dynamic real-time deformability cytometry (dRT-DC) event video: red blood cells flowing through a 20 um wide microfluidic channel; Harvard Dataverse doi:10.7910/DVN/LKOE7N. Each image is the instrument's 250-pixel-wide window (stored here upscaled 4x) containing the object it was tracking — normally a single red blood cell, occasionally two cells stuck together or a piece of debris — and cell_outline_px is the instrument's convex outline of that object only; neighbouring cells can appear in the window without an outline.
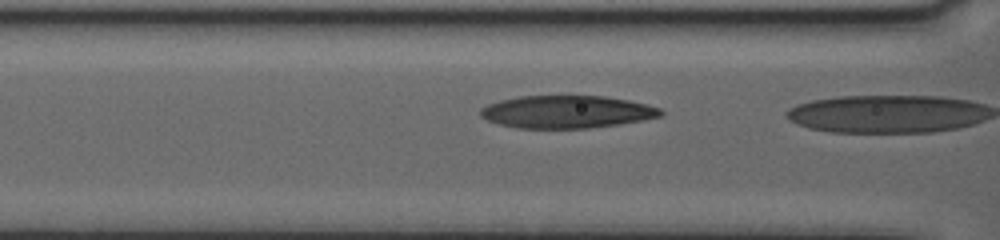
{"species": "human", "species_latin": "Homo sapiens", "temperature_condition": "warm", "stored_images_in_passage": 23, "segment_of_instrument_passage": [2, 2], "camera_frame_rate_fps": 3000, "um_per_image_px": 0.085, "donor": {"sex": "female"}, "frame": {"image": 1, "passage_image": 22, "time_ms": 7.0, "image_size_px": [1000, 240], "cell_outline_px": [[664, 112], [660, 116], [644, 120], [588, 128], [516, 128], [500, 124], [488, 120], [480, 116], [480, 108], [488, 104], [500, 100], [520, 96], [604, 96], [628, 100], [648, 104], [660, 108]], "centroid_in_image_um": [48.17, 9.5], "position_along_channel_um": 118.4, "area_um2": 34.16}}